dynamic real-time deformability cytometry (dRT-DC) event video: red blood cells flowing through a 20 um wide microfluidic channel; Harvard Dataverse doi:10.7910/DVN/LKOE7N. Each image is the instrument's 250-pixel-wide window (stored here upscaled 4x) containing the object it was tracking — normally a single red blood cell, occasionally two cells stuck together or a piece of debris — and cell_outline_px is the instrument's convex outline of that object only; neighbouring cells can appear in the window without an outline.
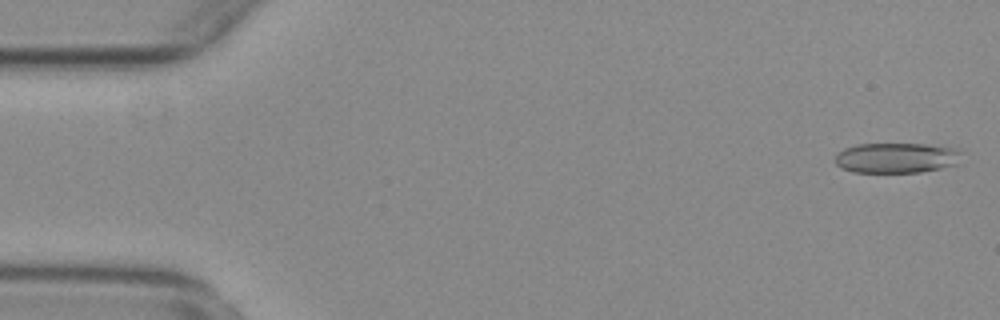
{"species": "common noctule bat (a hibernating species)", "species_latin": "Nyctalus noctula", "temperature_condition": "warm", "stored_images_in_passage": 55, "camera_frame_rate_fps": 3000, "um_per_image_px": 0.085, "animal": {"sex": "female", "body_mass_g": 29.2, "forearm_length_mm": 56.3}, "frame": {"image": 1, "passage_image": 2, "time_ms": 0.333, "image_size_px": [1000, 320], "cell_outline_px": [[960, 164], [920, 172], [852, 172], [840, 168], [836, 164], [836, 156], [844, 148], [856, 144], [924, 144], [960, 148]], "centroid_in_image_um": [76.23, 13.42], "position_along_channel_um": 8.8, "area_um2": 22.43}}
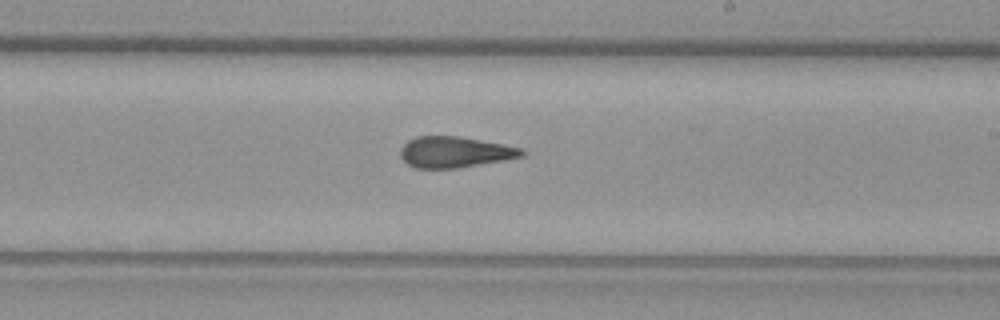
{"frame": {"image": 2, "passage_image": 32, "time_ms": 10.333, "image_size_px": [1000, 320], "cell_outline_px": [[524, 156], [504, 160], [456, 168], [416, 168], [408, 164], [400, 156], [400, 148], [408, 140], [416, 136], [460, 136], [524, 148]], "centroid_in_image_um": [38.65, 12.92], "position_along_channel_um": 250.3, "area_um2": 21.91}}
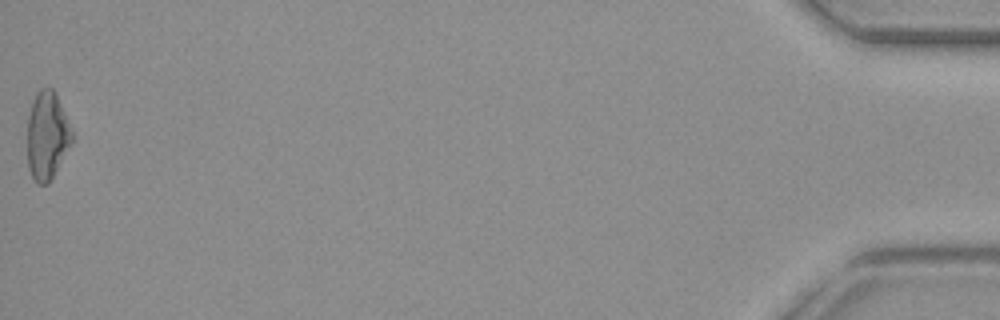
{"frame": {"image": 3, "passage_image": 55, "time_ms": 18.0, "image_size_px": [1000, 320], "cell_outline_px": [[72, 140], [48, 184], [36, 184], [28, 168], [28, 116], [36, 92], [40, 88], [52, 88], [56, 92], [72, 132]], "centroid_in_image_um": [3.98, 11.51], "position_along_channel_um": 431.2, "area_um2": 22.43}, "authors_computed_cell_mechanics": {"area_um2": 22.4264, "velocity_mm_per_s": 3.7681, "shape_relaxation_time_tau1_ms": null, "shape_relaxation_time_tau2_ms": 3.7034, "deformation_change_tau1": null, "deformation_change_tau2": 0.1202}}